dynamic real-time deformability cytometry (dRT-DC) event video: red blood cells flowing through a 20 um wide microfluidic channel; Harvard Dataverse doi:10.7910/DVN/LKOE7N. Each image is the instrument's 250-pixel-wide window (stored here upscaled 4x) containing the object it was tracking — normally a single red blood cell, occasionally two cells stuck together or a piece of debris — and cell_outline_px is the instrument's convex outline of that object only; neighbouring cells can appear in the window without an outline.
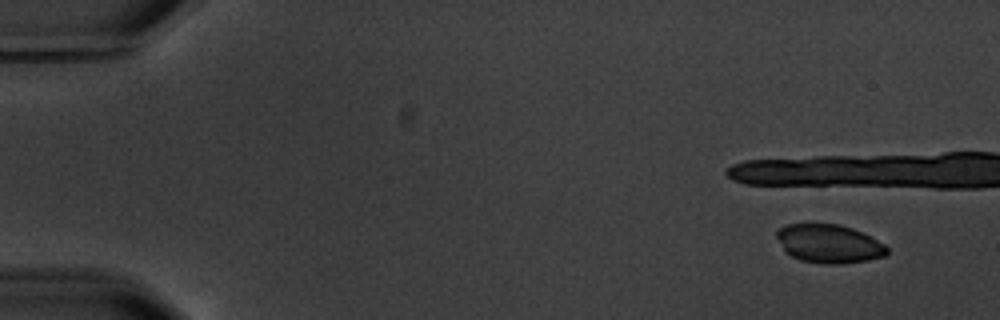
{"species": "common noctule bat (a hibernating species)", "species_latin": "Nyctalus noctula", "temperature_condition": "warm", "stored_images_in_passage": 4, "camera_frame_rate_fps": 3000, "um_per_image_px": 0.085, "animal": {"sex": "male", "body_mass_g": 20.1, "forearm_length_mm": 53.5}, "frame": {"image": 1, "passage_image": 1, "time_ms": 0.0, "image_size_px": [1000, 320], "cell_outline_px": [[888, 252], [884, 256], [868, 260], [840, 264], [824, 264], [800, 260], [784, 252], [776, 236], [776, 232], [780, 228], [788, 224], [840, 224], [852, 228], [884, 244], [888, 248]], "centroid_in_image_um": [70.44, 20.72], "position_along_channel_um": 14.6, "area_um2": 24.68}}